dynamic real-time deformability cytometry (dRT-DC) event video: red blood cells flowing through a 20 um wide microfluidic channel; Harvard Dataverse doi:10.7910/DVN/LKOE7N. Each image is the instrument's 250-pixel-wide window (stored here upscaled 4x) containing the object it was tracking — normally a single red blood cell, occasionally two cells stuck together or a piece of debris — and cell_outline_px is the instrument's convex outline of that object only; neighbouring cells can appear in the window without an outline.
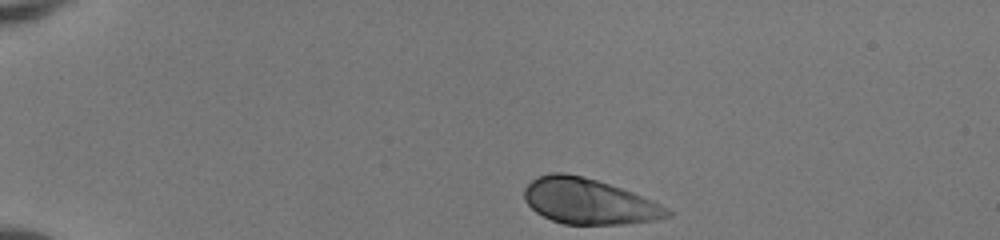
{"species": "human", "species_latin": "Homo sapiens", "temperature_condition": "room temperature", "stored_images_in_passage": 41, "camera_frame_rate_fps": 3000, "um_per_image_px": 0.085, "donor": {"sex": "female"}, "frame": {"image": 1, "passage_image": 1, "time_ms": 0.0, "image_size_px": [1000, 240], "cell_outline_px": [[672, 216], [652, 220], [624, 224], [564, 224], [552, 220], [536, 212], [524, 200], [524, 188], [536, 176], [548, 172], [564, 172], [584, 176], [632, 192], [660, 204], [668, 208], [672, 212]], "centroid_in_image_um": [50.01, 17.1], "position_along_channel_um": 35.0, "area_um2": 37.86}}
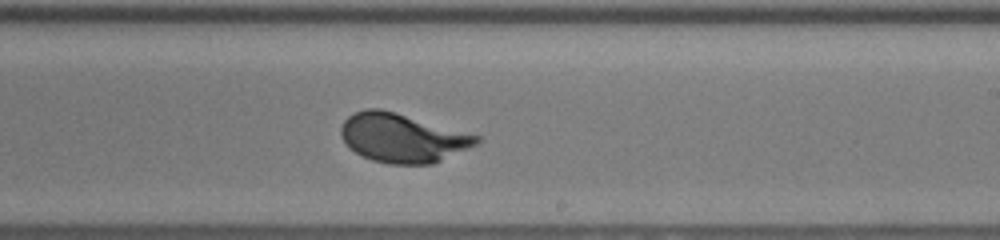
{"frame": {"image": 2, "passage_image": 23, "time_ms": 7.333, "image_size_px": [1000, 240], "cell_outline_px": [[480, 144], [432, 164], [388, 164], [372, 160], [356, 152], [340, 136], [340, 128], [344, 120], [348, 116], [364, 108], [380, 108], [396, 112], [480, 136]], "centroid_in_image_um": [34.23, 11.72], "position_along_channel_um": 254.8, "area_um2": 38.55}}
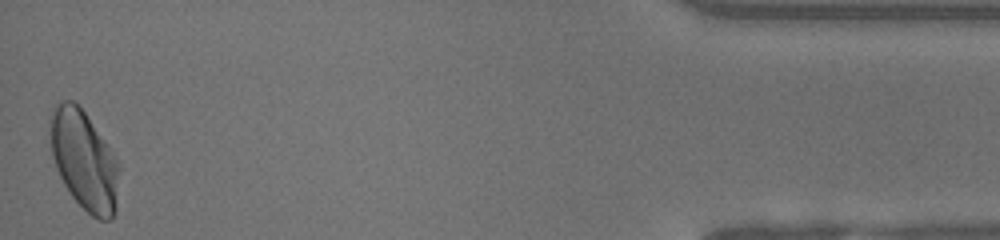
{"frame": {"image": 3, "passage_image": 41, "time_ms": 13.333, "image_size_px": [1000, 240], "cell_outline_px": [[120, 168], [116, 212], [112, 220], [100, 220], [92, 216], [72, 196], [64, 184], [56, 168], [52, 156], [52, 112], [56, 104], [60, 100], [72, 100], [84, 112], [104, 140], [120, 164]], "centroid_in_image_um": [7.2, 13.68], "position_along_channel_um": 428.0, "area_um2": 39.3}, "authors_computed_cell_mechanics": {"area_um2": 37.859, "velocity_mm_per_s": 4.0614, "shape_relaxation_time_tau1_ms": 2.0073, "shape_relaxation_time_tau2_ms": null, "deformation_change_tau1": 0.1478, "deformation_change_tau2": null}}